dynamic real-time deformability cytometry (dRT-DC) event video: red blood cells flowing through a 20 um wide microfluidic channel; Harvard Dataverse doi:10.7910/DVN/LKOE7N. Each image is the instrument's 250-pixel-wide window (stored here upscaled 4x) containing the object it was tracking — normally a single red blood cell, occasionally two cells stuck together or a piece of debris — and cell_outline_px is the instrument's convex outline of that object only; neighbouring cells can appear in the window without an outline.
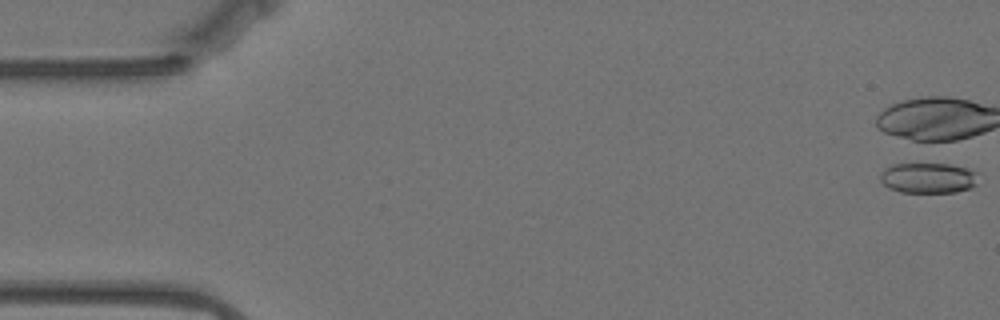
{"species": "Egyptian fruit bat (a non-hibernating species)", "species_latin": "Rousettus aegyptiacus", "temperature_condition": "warm", "stored_images_in_passage": 1, "camera_frame_rate_fps": 3000, "um_per_image_px": 0.085, "animal": {"sex": "female"}, "frame": {"image": 1, "passage_image": 1, "time_ms": 0.0, "image_size_px": [1000, 320], "cell_outline_px": [[980, 172], [976, 184], [968, 188], [956, 192], [900, 192], [888, 188], [880, 180], [880, 172], [884, 168], [892, 164], [948, 164]], "centroid_in_image_um": [78.88, 15.12], "position_along_channel_um": 6.1, "area_um2": 17.46}}